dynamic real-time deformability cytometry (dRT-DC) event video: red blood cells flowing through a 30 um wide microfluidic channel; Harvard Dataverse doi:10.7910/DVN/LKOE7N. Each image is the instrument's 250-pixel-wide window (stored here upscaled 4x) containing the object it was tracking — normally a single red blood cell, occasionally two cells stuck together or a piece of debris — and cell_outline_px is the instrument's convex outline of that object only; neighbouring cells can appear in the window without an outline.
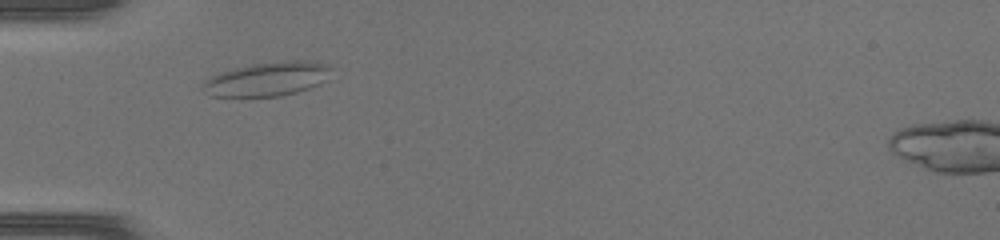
{"species": "common noctule bat (a hibernating species)", "species_latin": "Nyctalus noctula", "temperature_condition": "warm", "stored_images_in_passage": 24, "camera_frame_rate_fps": 3000, "um_per_image_px": 0.085, "animal": {"sex": "female", "body_mass_g": 17.0, "forearm_length_mm": 48.0}, "frame": {"image": 1, "passage_image": 1, "time_ms": 0.0, "image_size_px": [1000, 240], "cell_outline_px": [[332, 68], [324, 80], [320, 84], [296, 92], [280, 96], [208, 96], [200, 88], [200, 84], [204, 80], [220, 72], [252, 64], [288, 60], [304, 60], [328, 64]], "centroid_in_image_um": [22.67, 6.72], "position_along_channel_um": 62.3, "area_um2": 25.43}}
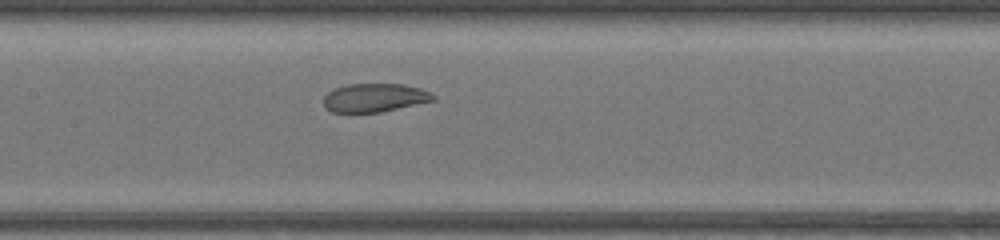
{"frame": {"image": 2, "passage_image": 9, "time_ms": 2.667, "image_size_px": [1000, 240], "cell_outline_px": [[436, 100], [380, 112], [332, 112], [324, 108], [324, 96], [328, 92], [336, 88], [348, 84], [404, 84], [420, 88], [436, 96]], "centroid_in_image_um": [31.84, 8.31], "position_along_channel_um": 175.6, "area_um2": 18.15}}
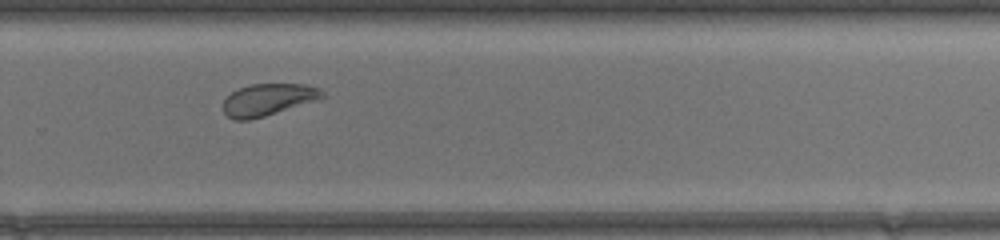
{"frame": {"image": 3, "passage_image": 18, "time_ms": 5.667, "image_size_px": [1000, 240], "cell_outline_px": [[324, 96], [320, 100], [264, 116], [248, 120], [236, 120], [228, 116], [224, 112], [224, 100], [232, 92], [240, 88], [252, 84], [304, 84], [320, 88], [324, 92]], "centroid_in_image_um": [22.84, 8.47], "position_along_channel_um": 307.0, "area_um2": 18.38}}